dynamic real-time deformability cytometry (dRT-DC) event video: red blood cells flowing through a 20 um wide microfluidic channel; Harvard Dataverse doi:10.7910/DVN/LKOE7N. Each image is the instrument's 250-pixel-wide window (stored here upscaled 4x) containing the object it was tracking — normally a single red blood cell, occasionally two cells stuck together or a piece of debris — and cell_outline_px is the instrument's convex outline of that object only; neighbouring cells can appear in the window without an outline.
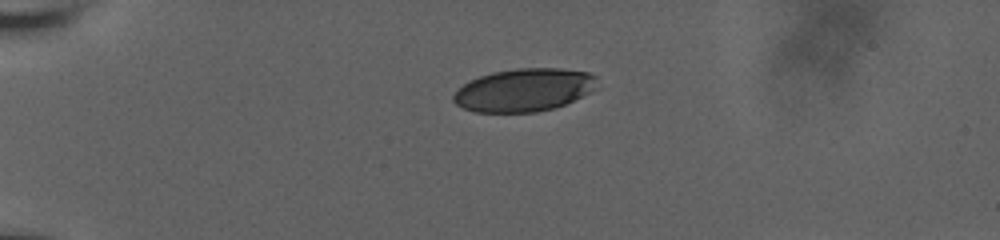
{"species": "human", "species_latin": "Homo sapiens", "temperature_condition": "room temperature", "stored_images_in_passage": 55, "camera_frame_rate_fps": 3000, "um_per_image_px": 0.085, "donor": {"sex": "male"}, "frame": {"image": 1, "passage_image": 1, "time_ms": 0.0, "image_size_px": [1000, 240], "cell_outline_px": [[596, 88], [564, 104], [552, 108], [536, 112], [472, 112], [456, 104], [452, 100], [452, 96], [464, 84], [480, 76], [492, 72], [516, 68], [560, 68], [588, 72], [596, 76]], "centroid_in_image_um": [44.52, 7.64], "position_along_channel_um": 40.5, "area_um2": 35.66}}
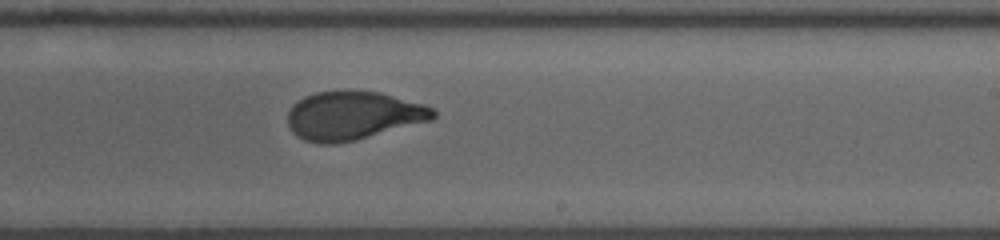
{"frame": {"image": 2, "passage_image": 30, "time_ms": 7.333, "image_size_px": [1000, 240], "cell_outline_px": [[436, 116], [432, 120], [356, 140], [336, 144], [320, 144], [304, 140], [296, 136], [292, 132], [288, 124], [288, 112], [292, 104], [304, 96], [316, 92], [380, 92], [424, 104], [432, 108], [436, 112]], "centroid_in_image_um": [30.0, 9.85], "position_along_channel_um": 259.0, "area_um2": 40.98}}
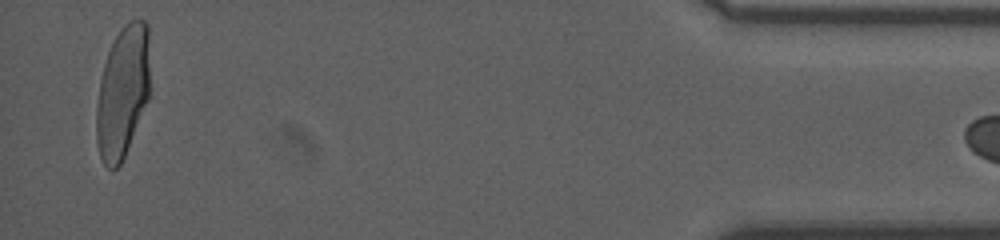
{"frame": {"image": 3, "passage_image": 54, "time_ms": 13.667, "image_size_px": [1000, 240], "cell_outline_px": [[148, 100], [124, 156], [120, 164], [112, 172], [104, 164], [100, 156], [96, 140], [96, 104], [100, 80], [104, 64], [108, 52], [120, 28], [124, 24], [132, 20], [144, 20], [148, 24]], "centroid_in_image_um": [10.4, 7.83], "position_along_channel_um": 424.8, "area_um2": 40.86}}